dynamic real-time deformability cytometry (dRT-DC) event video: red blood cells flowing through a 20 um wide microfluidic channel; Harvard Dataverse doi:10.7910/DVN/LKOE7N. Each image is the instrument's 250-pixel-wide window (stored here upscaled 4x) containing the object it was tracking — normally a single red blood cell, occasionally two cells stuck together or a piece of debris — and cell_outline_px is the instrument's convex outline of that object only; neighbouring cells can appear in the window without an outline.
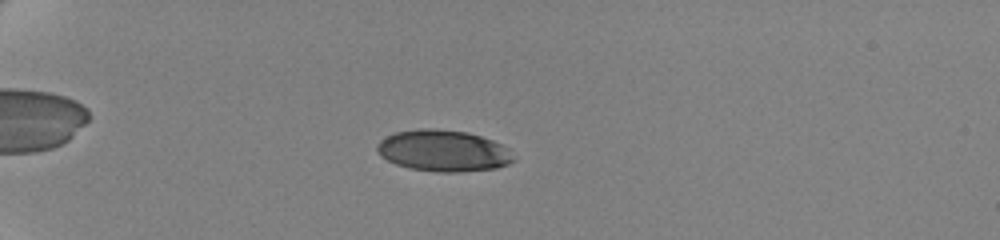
{"species": "human", "species_latin": "Homo sapiens", "temperature_condition": "cold", "stored_images_in_passage": 61, "camera_frame_rate_fps": 3000, "um_per_image_px": 0.085, "donor": {"sex": "female"}, "frame": {"image": 1, "passage_image": 19, "time_ms": 6.0, "image_size_px": [1000, 240], "cell_outline_px": [[516, 160], [508, 164], [496, 168], [460, 172], [440, 172], [408, 168], [396, 164], [380, 156], [376, 152], [376, 144], [380, 140], [396, 132], [420, 128], [432, 128], [468, 132], [492, 140], [508, 148]], "centroid_in_image_um": [37.67, 12.81], "position_along_channel_um": 47.3, "area_um2": 33.06}}
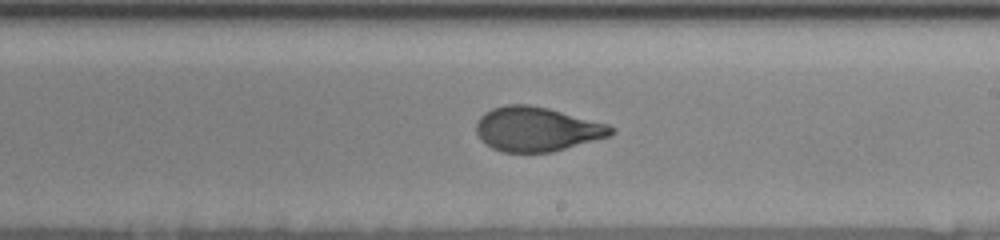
{"frame": {"image": 2, "passage_image": 40, "time_ms": 13.0, "image_size_px": [1000, 240], "cell_outline_px": [[616, 132], [612, 136], [552, 152], [504, 152], [492, 148], [480, 140], [476, 132], [476, 124], [480, 116], [484, 112], [492, 108], [508, 104], [528, 104], [548, 108], [608, 124], [616, 128]], "centroid_in_image_um": [45.65, 10.98], "position_along_channel_um": 243.4, "area_um2": 35.14}}
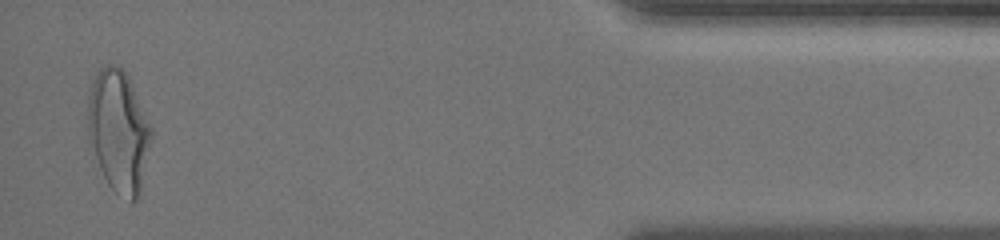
{"frame": {"image": 3, "passage_image": 60, "time_ms": 19.667, "image_size_px": [1000, 240], "cell_outline_px": [[152, 136], [140, 196], [132, 204], [116, 192], [108, 184], [88, 144], [88, 96], [92, 80], [100, 68], [104, 64], [112, 64], [120, 68], [128, 76], [152, 128]], "centroid_in_image_um": [10.08, 11.17], "position_along_channel_um": 425.1, "area_um2": 45.32}, "authors_computed_cell_mechanics": {"area_um2": 35.0268, "velocity_mm_per_s": 3.4936, "shape_relaxation_time_tau1_ms": 3.8796, "shape_relaxation_time_tau2_ms": 0.899, "deformation_change_tau1": 0.1707, "deformation_change_tau2": 0.0513}}